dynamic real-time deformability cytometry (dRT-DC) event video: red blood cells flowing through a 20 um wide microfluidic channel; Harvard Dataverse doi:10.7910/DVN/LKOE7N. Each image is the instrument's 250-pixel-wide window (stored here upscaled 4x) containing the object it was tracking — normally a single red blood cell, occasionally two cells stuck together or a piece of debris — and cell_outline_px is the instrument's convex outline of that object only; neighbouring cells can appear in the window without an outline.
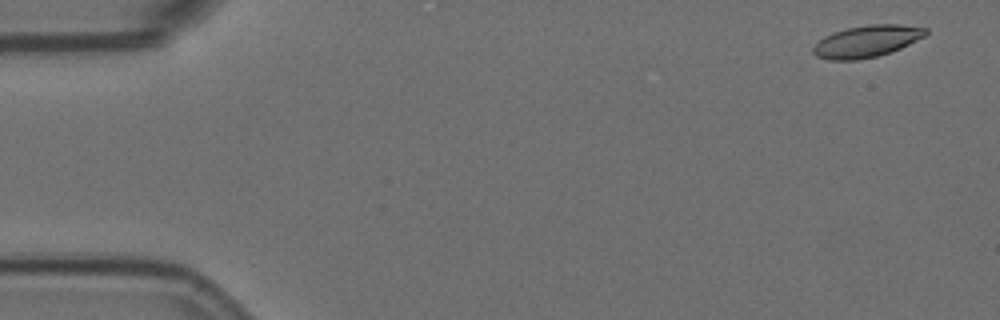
{"species": "Egyptian fruit bat (a non-hibernating species)", "species_latin": "Rousettus aegyptiacus", "temperature_condition": "room temperature", "stored_images_in_passage": 4, "camera_frame_rate_fps": 3000, "um_per_image_px": 0.085, "animal": {"sex": "female"}, "frame": {"image": 1, "passage_image": 1, "time_ms": 0.0, "image_size_px": [1000, 320], "cell_outline_px": [[928, 32], [924, 36], [892, 52], [876, 56], [856, 60], [828, 60], [816, 56], [812, 52], [812, 48], [824, 36], [832, 32], [848, 28], [868, 24], [900, 24], [928, 28]], "centroid_in_image_um": [73.66, 3.5], "position_along_channel_um": 11.3, "area_um2": 20.87}}
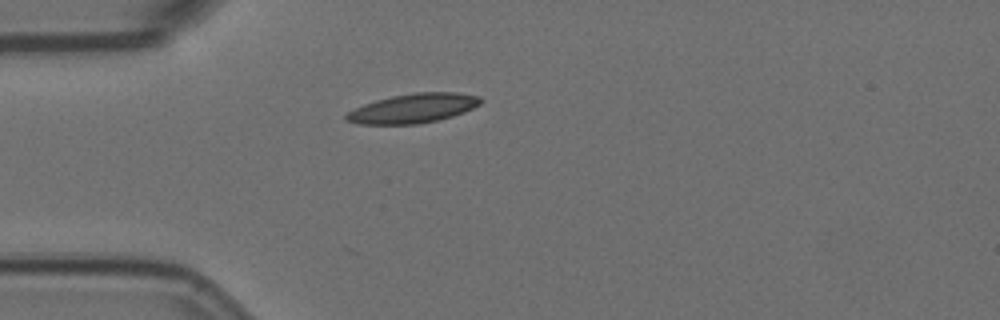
{"frame": {"image": 2, "passage_image": 4, "time_ms": 1.0, "image_size_px": [1000, 320], "cell_outline_px": [[484, 100], [480, 104], [464, 112], [452, 116], [436, 120], [416, 124], [356, 124], [344, 120], [344, 116], [348, 112], [364, 104], [376, 100], [392, 96], [416, 92], [456, 92], [480, 96]], "centroid_in_image_um": [35.12, 9.2], "position_along_channel_um": 49.9, "area_um2": 22.95}}